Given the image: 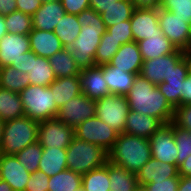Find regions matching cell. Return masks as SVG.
I'll return each instance as SVG.
<instances>
[{"instance_id":"6da1fadb","label":"cell","mask_w":191,"mask_h":191,"mask_svg":"<svg viewBox=\"0 0 191 191\" xmlns=\"http://www.w3.org/2000/svg\"><path fill=\"white\" fill-rule=\"evenodd\" d=\"M81 30L68 47L78 67L83 70L95 66V53L106 27L101 15L94 9H87L77 15Z\"/></svg>"},{"instance_id":"7a4b0ae2","label":"cell","mask_w":191,"mask_h":191,"mask_svg":"<svg viewBox=\"0 0 191 191\" xmlns=\"http://www.w3.org/2000/svg\"><path fill=\"white\" fill-rule=\"evenodd\" d=\"M130 110L153 116L163 124L173 121L175 108L160 92L157 85L136 75L130 92L126 95Z\"/></svg>"},{"instance_id":"3957f363","label":"cell","mask_w":191,"mask_h":191,"mask_svg":"<svg viewBox=\"0 0 191 191\" xmlns=\"http://www.w3.org/2000/svg\"><path fill=\"white\" fill-rule=\"evenodd\" d=\"M152 157L149 139L121 133L108 152V161L136 174Z\"/></svg>"},{"instance_id":"277c9868","label":"cell","mask_w":191,"mask_h":191,"mask_svg":"<svg viewBox=\"0 0 191 191\" xmlns=\"http://www.w3.org/2000/svg\"><path fill=\"white\" fill-rule=\"evenodd\" d=\"M39 122L27 116L4 122L0 154L15 155L38 141Z\"/></svg>"},{"instance_id":"5b68a950","label":"cell","mask_w":191,"mask_h":191,"mask_svg":"<svg viewBox=\"0 0 191 191\" xmlns=\"http://www.w3.org/2000/svg\"><path fill=\"white\" fill-rule=\"evenodd\" d=\"M67 167L81 175L100 168L108 161V153L96 144L74 137L66 148Z\"/></svg>"},{"instance_id":"8992f818","label":"cell","mask_w":191,"mask_h":191,"mask_svg":"<svg viewBox=\"0 0 191 191\" xmlns=\"http://www.w3.org/2000/svg\"><path fill=\"white\" fill-rule=\"evenodd\" d=\"M19 94L28 118L42 122L56 117L58 108L49 86L29 85Z\"/></svg>"},{"instance_id":"52a82bcc","label":"cell","mask_w":191,"mask_h":191,"mask_svg":"<svg viewBox=\"0 0 191 191\" xmlns=\"http://www.w3.org/2000/svg\"><path fill=\"white\" fill-rule=\"evenodd\" d=\"M96 116L119 134L124 133L130 111L126 96L109 94L95 101Z\"/></svg>"},{"instance_id":"ba28073f","label":"cell","mask_w":191,"mask_h":191,"mask_svg":"<svg viewBox=\"0 0 191 191\" xmlns=\"http://www.w3.org/2000/svg\"><path fill=\"white\" fill-rule=\"evenodd\" d=\"M74 135L77 139L98 145L108 153L119 133L95 116L77 125Z\"/></svg>"},{"instance_id":"9c48e42d","label":"cell","mask_w":191,"mask_h":191,"mask_svg":"<svg viewBox=\"0 0 191 191\" xmlns=\"http://www.w3.org/2000/svg\"><path fill=\"white\" fill-rule=\"evenodd\" d=\"M159 26L170 42L180 50L191 48V25L174 13L158 8Z\"/></svg>"},{"instance_id":"30bf717a","label":"cell","mask_w":191,"mask_h":191,"mask_svg":"<svg viewBox=\"0 0 191 191\" xmlns=\"http://www.w3.org/2000/svg\"><path fill=\"white\" fill-rule=\"evenodd\" d=\"M74 137V128L56 117L39 122L38 142L43 148L66 149Z\"/></svg>"},{"instance_id":"8fae6325","label":"cell","mask_w":191,"mask_h":191,"mask_svg":"<svg viewBox=\"0 0 191 191\" xmlns=\"http://www.w3.org/2000/svg\"><path fill=\"white\" fill-rule=\"evenodd\" d=\"M95 116V101L81 93L58 108L56 118L64 122L66 125L75 128L86 119Z\"/></svg>"},{"instance_id":"7c38bea8","label":"cell","mask_w":191,"mask_h":191,"mask_svg":"<svg viewBox=\"0 0 191 191\" xmlns=\"http://www.w3.org/2000/svg\"><path fill=\"white\" fill-rule=\"evenodd\" d=\"M152 157L158 161L177 166V147L174 138L173 121L163 124L149 138Z\"/></svg>"},{"instance_id":"4fadbf2b","label":"cell","mask_w":191,"mask_h":191,"mask_svg":"<svg viewBox=\"0 0 191 191\" xmlns=\"http://www.w3.org/2000/svg\"><path fill=\"white\" fill-rule=\"evenodd\" d=\"M184 57V51L176 49L173 53L159 56L154 59L144 60L140 75L158 85L169 75L173 67Z\"/></svg>"},{"instance_id":"5bb4252c","label":"cell","mask_w":191,"mask_h":191,"mask_svg":"<svg viewBox=\"0 0 191 191\" xmlns=\"http://www.w3.org/2000/svg\"><path fill=\"white\" fill-rule=\"evenodd\" d=\"M130 23L135 42L149 39L152 35L163 34L159 26L158 9L135 8Z\"/></svg>"},{"instance_id":"9a60e30c","label":"cell","mask_w":191,"mask_h":191,"mask_svg":"<svg viewBox=\"0 0 191 191\" xmlns=\"http://www.w3.org/2000/svg\"><path fill=\"white\" fill-rule=\"evenodd\" d=\"M31 175L15 155L0 154V179L6 181L14 191H25Z\"/></svg>"},{"instance_id":"2e32d148","label":"cell","mask_w":191,"mask_h":191,"mask_svg":"<svg viewBox=\"0 0 191 191\" xmlns=\"http://www.w3.org/2000/svg\"><path fill=\"white\" fill-rule=\"evenodd\" d=\"M29 35L7 33L0 39V68L16 62L21 54L30 51Z\"/></svg>"},{"instance_id":"e0dca14e","label":"cell","mask_w":191,"mask_h":191,"mask_svg":"<svg viewBox=\"0 0 191 191\" xmlns=\"http://www.w3.org/2000/svg\"><path fill=\"white\" fill-rule=\"evenodd\" d=\"M79 79L82 93L94 101L110 94L103 69L99 65L81 70Z\"/></svg>"},{"instance_id":"ac0fdd59","label":"cell","mask_w":191,"mask_h":191,"mask_svg":"<svg viewBox=\"0 0 191 191\" xmlns=\"http://www.w3.org/2000/svg\"><path fill=\"white\" fill-rule=\"evenodd\" d=\"M108 64L127 73L139 75L143 59L138 43L133 41L122 44Z\"/></svg>"},{"instance_id":"d6986e66","label":"cell","mask_w":191,"mask_h":191,"mask_svg":"<svg viewBox=\"0 0 191 191\" xmlns=\"http://www.w3.org/2000/svg\"><path fill=\"white\" fill-rule=\"evenodd\" d=\"M136 176L139 187L147 185L152 181H161L171 177H180L178 174V167L176 165L158 161L153 157L144 164Z\"/></svg>"},{"instance_id":"ffe728a7","label":"cell","mask_w":191,"mask_h":191,"mask_svg":"<svg viewBox=\"0 0 191 191\" xmlns=\"http://www.w3.org/2000/svg\"><path fill=\"white\" fill-rule=\"evenodd\" d=\"M65 14L61 1L42 3L32 15L33 29L54 32L57 23Z\"/></svg>"},{"instance_id":"44dd1931","label":"cell","mask_w":191,"mask_h":191,"mask_svg":"<svg viewBox=\"0 0 191 191\" xmlns=\"http://www.w3.org/2000/svg\"><path fill=\"white\" fill-rule=\"evenodd\" d=\"M162 125L163 123L153 116L130 110L127 115L124 133L149 139Z\"/></svg>"},{"instance_id":"7402d4cb","label":"cell","mask_w":191,"mask_h":191,"mask_svg":"<svg viewBox=\"0 0 191 191\" xmlns=\"http://www.w3.org/2000/svg\"><path fill=\"white\" fill-rule=\"evenodd\" d=\"M31 51L38 56L49 58L65 47L54 32L33 29L29 33Z\"/></svg>"},{"instance_id":"603a6c76","label":"cell","mask_w":191,"mask_h":191,"mask_svg":"<svg viewBox=\"0 0 191 191\" xmlns=\"http://www.w3.org/2000/svg\"><path fill=\"white\" fill-rule=\"evenodd\" d=\"M100 66L103 69V77L107 82L110 94L126 96L130 92L137 74L127 73L109 64Z\"/></svg>"},{"instance_id":"cb8c5ba5","label":"cell","mask_w":191,"mask_h":191,"mask_svg":"<svg viewBox=\"0 0 191 191\" xmlns=\"http://www.w3.org/2000/svg\"><path fill=\"white\" fill-rule=\"evenodd\" d=\"M49 88L57 108L82 93L79 75L57 78L49 85Z\"/></svg>"},{"instance_id":"d4e9b609","label":"cell","mask_w":191,"mask_h":191,"mask_svg":"<svg viewBox=\"0 0 191 191\" xmlns=\"http://www.w3.org/2000/svg\"><path fill=\"white\" fill-rule=\"evenodd\" d=\"M137 43L143 61L171 54L177 49L164 34L152 35Z\"/></svg>"},{"instance_id":"484cf974","label":"cell","mask_w":191,"mask_h":191,"mask_svg":"<svg viewBox=\"0 0 191 191\" xmlns=\"http://www.w3.org/2000/svg\"><path fill=\"white\" fill-rule=\"evenodd\" d=\"M66 169H68L66 149L43 148L38 170L50 177Z\"/></svg>"},{"instance_id":"4316f807","label":"cell","mask_w":191,"mask_h":191,"mask_svg":"<svg viewBox=\"0 0 191 191\" xmlns=\"http://www.w3.org/2000/svg\"><path fill=\"white\" fill-rule=\"evenodd\" d=\"M29 76L30 85L49 86L54 80V74L48 58H44L31 52L30 71Z\"/></svg>"},{"instance_id":"83f0119b","label":"cell","mask_w":191,"mask_h":191,"mask_svg":"<svg viewBox=\"0 0 191 191\" xmlns=\"http://www.w3.org/2000/svg\"><path fill=\"white\" fill-rule=\"evenodd\" d=\"M110 191H140L136 174L109 161Z\"/></svg>"},{"instance_id":"f1b7e54d","label":"cell","mask_w":191,"mask_h":191,"mask_svg":"<svg viewBox=\"0 0 191 191\" xmlns=\"http://www.w3.org/2000/svg\"><path fill=\"white\" fill-rule=\"evenodd\" d=\"M25 116L19 93L0 88V119L4 122Z\"/></svg>"},{"instance_id":"f546056e","label":"cell","mask_w":191,"mask_h":191,"mask_svg":"<svg viewBox=\"0 0 191 191\" xmlns=\"http://www.w3.org/2000/svg\"><path fill=\"white\" fill-rule=\"evenodd\" d=\"M48 60L56 78L75 76L81 73V69L78 67L75 59L71 56L68 48H64L62 51L54 53Z\"/></svg>"},{"instance_id":"4dcf8cb0","label":"cell","mask_w":191,"mask_h":191,"mask_svg":"<svg viewBox=\"0 0 191 191\" xmlns=\"http://www.w3.org/2000/svg\"><path fill=\"white\" fill-rule=\"evenodd\" d=\"M134 10L131 0H118L100 15L107 29L121 21L130 20Z\"/></svg>"},{"instance_id":"1f68e13d","label":"cell","mask_w":191,"mask_h":191,"mask_svg":"<svg viewBox=\"0 0 191 191\" xmlns=\"http://www.w3.org/2000/svg\"><path fill=\"white\" fill-rule=\"evenodd\" d=\"M81 24L78 22L77 15L66 13L60 22L57 23L54 33L57 35L65 48L70 47L80 33Z\"/></svg>"},{"instance_id":"d6a6232c","label":"cell","mask_w":191,"mask_h":191,"mask_svg":"<svg viewBox=\"0 0 191 191\" xmlns=\"http://www.w3.org/2000/svg\"><path fill=\"white\" fill-rule=\"evenodd\" d=\"M29 85L30 81L27 73L18 71L11 66L0 68V88L20 93Z\"/></svg>"},{"instance_id":"836d02e7","label":"cell","mask_w":191,"mask_h":191,"mask_svg":"<svg viewBox=\"0 0 191 191\" xmlns=\"http://www.w3.org/2000/svg\"><path fill=\"white\" fill-rule=\"evenodd\" d=\"M109 161L100 168L82 175L84 191H110Z\"/></svg>"},{"instance_id":"e575fe53","label":"cell","mask_w":191,"mask_h":191,"mask_svg":"<svg viewBox=\"0 0 191 191\" xmlns=\"http://www.w3.org/2000/svg\"><path fill=\"white\" fill-rule=\"evenodd\" d=\"M82 187V175L66 169L49 177L48 191H76Z\"/></svg>"},{"instance_id":"d590c367","label":"cell","mask_w":191,"mask_h":191,"mask_svg":"<svg viewBox=\"0 0 191 191\" xmlns=\"http://www.w3.org/2000/svg\"><path fill=\"white\" fill-rule=\"evenodd\" d=\"M5 25L8 33L29 35L33 30L32 16L16 10L5 15Z\"/></svg>"},{"instance_id":"8d00e7d4","label":"cell","mask_w":191,"mask_h":191,"mask_svg":"<svg viewBox=\"0 0 191 191\" xmlns=\"http://www.w3.org/2000/svg\"><path fill=\"white\" fill-rule=\"evenodd\" d=\"M121 46L120 41L115 40L108 31H105L95 53V65L108 64Z\"/></svg>"},{"instance_id":"74e56055","label":"cell","mask_w":191,"mask_h":191,"mask_svg":"<svg viewBox=\"0 0 191 191\" xmlns=\"http://www.w3.org/2000/svg\"><path fill=\"white\" fill-rule=\"evenodd\" d=\"M43 147L38 141L26 146L23 150L15 154L17 160L24 165L25 169L33 174L39 168V162L42 157Z\"/></svg>"},{"instance_id":"f35d334b","label":"cell","mask_w":191,"mask_h":191,"mask_svg":"<svg viewBox=\"0 0 191 191\" xmlns=\"http://www.w3.org/2000/svg\"><path fill=\"white\" fill-rule=\"evenodd\" d=\"M174 138L176 141L177 167L191 155V131L177 126L173 122Z\"/></svg>"},{"instance_id":"ab89813d","label":"cell","mask_w":191,"mask_h":191,"mask_svg":"<svg viewBox=\"0 0 191 191\" xmlns=\"http://www.w3.org/2000/svg\"><path fill=\"white\" fill-rule=\"evenodd\" d=\"M160 8L174 13L191 25V0H162Z\"/></svg>"},{"instance_id":"60d3db41","label":"cell","mask_w":191,"mask_h":191,"mask_svg":"<svg viewBox=\"0 0 191 191\" xmlns=\"http://www.w3.org/2000/svg\"><path fill=\"white\" fill-rule=\"evenodd\" d=\"M157 87L174 108L181 106V91L183 82L163 81L158 84Z\"/></svg>"},{"instance_id":"b9f144b4","label":"cell","mask_w":191,"mask_h":191,"mask_svg":"<svg viewBox=\"0 0 191 191\" xmlns=\"http://www.w3.org/2000/svg\"><path fill=\"white\" fill-rule=\"evenodd\" d=\"M115 40L120 41L121 44L133 42V34L130 20L121 21L106 29Z\"/></svg>"},{"instance_id":"7bdbcfd3","label":"cell","mask_w":191,"mask_h":191,"mask_svg":"<svg viewBox=\"0 0 191 191\" xmlns=\"http://www.w3.org/2000/svg\"><path fill=\"white\" fill-rule=\"evenodd\" d=\"M180 177H171L161 181H152L140 187V191H177Z\"/></svg>"},{"instance_id":"ee69618b","label":"cell","mask_w":191,"mask_h":191,"mask_svg":"<svg viewBox=\"0 0 191 191\" xmlns=\"http://www.w3.org/2000/svg\"><path fill=\"white\" fill-rule=\"evenodd\" d=\"M173 122L177 126L191 131V104L177 106L174 111Z\"/></svg>"},{"instance_id":"f6af8a7d","label":"cell","mask_w":191,"mask_h":191,"mask_svg":"<svg viewBox=\"0 0 191 191\" xmlns=\"http://www.w3.org/2000/svg\"><path fill=\"white\" fill-rule=\"evenodd\" d=\"M49 177L43 171L34 172L27 182L25 191H48Z\"/></svg>"},{"instance_id":"bcb514c9","label":"cell","mask_w":191,"mask_h":191,"mask_svg":"<svg viewBox=\"0 0 191 191\" xmlns=\"http://www.w3.org/2000/svg\"><path fill=\"white\" fill-rule=\"evenodd\" d=\"M189 73L188 63L185 57H183L175 67L171 70L169 75L165 77L164 81H185Z\"/></svg>"},{"instance_id":"7dc6e473","label":"cell","mask_w":191,"mask_h":191,"mask_svg":"<svg viewBox=\"0 0 191 191\" xmlns=\"http://www.w3.org/2000/svg\"><path fill=\"white\" fill-rule=\"evenodd\" d=\"M68 14L78 15L90 8L89 0H60Z\"/></svg>"},{"instance_id":"c3c4849f","label":"cell","mask_w":191,"mask_h":191,"mask_svg":"<svg viewBox=\"0 0 191 191\" xmlns=\"http://www.w3.org/2000/svg\"><path fill=\"white\" fill-rule=\"evenodd\" d=\"M42 5L41 0H16L17 10L33 15Z\"/></svg>"},{"instance_id":"681fc988","label":"cell","mask_w":191,"mask_h":191,"mask_svg":"<svg viewBox=\"0 0 191 191\" xmlns=\"http://www.w3.org/2000/svg\"><path fill=\"white\" fill-rule=\"evenodd\" d=\"M31 50L21 54V57L16 61L10 64L11 67L16 70H20L23 73H29L31 65Z\"/></svg>"},{"instance_id":"f907efd6","label":"cell","mask_w":191,"mask_h":191,"mask_svg":"<svg viewBox=\"0 0 191 191\" xmlns=\"http://www.w3.org/2000/svg\"><path fill=\"white\" fill-rule=\"evenodd\" d=\"M191 104V74L188 73L181 91V106Z\"/></svg>"},{"instance_id":"816d5d0a","label":"cell","mask_w":191,"mask_h":191,"mask_svg":"<svg viewBox=\"0 0 191 191\" xmlns=\"http://www.w3.org/2000/svg\"><path fill=\"white\" fill-rule=\"evenodd\" d=\"M134 7L138 9H158L162 0H131Z\"/></svg>"},{"instance_id":"f5cc1de1","label":"cell","mask_w":191,"mask_h":191,"mask_svg":"<svg viewBox=\"0 0 191 191\" xmlns=\"http://www.w3.org/2000/svg\"><path fill=\"white\" fill-rule=\"evenodd\" d=\"M118 0H89L90 8L99 14L103 13L106 8L115 4Z\"/></svg>"},{"instance_id":"db71d44e","label":"cell","mask_w":191,"mask_h":191,"mask_svg":"<svg viewBox=\"0 0 191 191\" xmlns=\"http://www.w3.org/2000/svg\"><path fill=\"white\" fill-rule=\"evenodd\" d=\"M17 10L16 0H0V14L8 15Z\"/></svg>"},{"instance_id":"11a10c76","label":"cell","mask_w":191,"mask_h":191,"mask_svg":"<svg viewBox=\"0 0 191 191\" xmlns=\"http://www.w3.org/2000/svg\"><path fill=\"white\" fill-rule=\"evenodd\" d=\"M178 174L182 177H191V155L178 166Z\"/></svg>"},{"instance_id":"9f6ffc18","label":"cell","mask_w":191,"mask_h":191,"mask_svg":"<svg viewBox=\"0 0 191 191\" xmlns=\"http://www.w3.org/2000/svg\"><path fill=\"white\" fill-rule=\"evenodd\" d=\"M177 191H191V177L180 176Z\"/></svg>"},{"instance_id":"6f0895ef","label":"cell","mask_w":191,"mask_h":191,"mask_svg":"<svg viewBox=\"0 0 191 191\" xmlns=\"http://www.w3.org/2000/svg\"><path fill=\"white\" fill-rule=\"evenodd\" d=\"M6 25H5V16L0 14V39L7 34Z\"/></svg>"},{"instance_id":"680465c9","label":"cell","mask_w":191,"mask_h":191,"mask_svg":"<svg viewBox=\"0 0 191 191\" xmlns=\"http://www.w3.org/2000/svg\"><path fill=\"white\" fill-rule=\"evenodd\" d=\"M0 191H14V190L6 181L0 179Z\"/></svg>"},{"instance_id":"91938a15","label":"cell","mask_w":191,"mask_h":191,"mask_svg":"<svg viewBox=\"0 0 191 191\" xmlns=\"http://www.w3.org/2000/svg\"><path fill=\"white\" fill-rule=\"evenodd\" d=\"M184 57L187 60L188 67H189V73L191 74V48L184 51Z\"/></svg>"},{"instance_id":"94428289","label":"cell","mask_w":191,"mask_h":191,"mask_svg":"<svg viewBox=\"0 0 191 191\" xmlns=\"http://www.w3.org/2000/svg\"><path fill=\"white\" fill-rule=\"evenodd\" d=\"M4 121L0 119V145L2 141V131H3Z\"/></svg>"},{"instance_id":"6125c7cd","label":"cell","mask_w":191,"mask_h":191,"mask_svg":"<svg viewBox=\"0 0 191 191\" xmlns=\"http://www.w3.org/2000/svg\"><path fill=\"white\" fill-rule=\"evenodd\" d=\"M42 1V3H45V2H56V1H60V0H41Z\"/></svg>"},{"instance_id":"be15d7a7","label":"cell","mask_w":191,"mask_h":191,"mask_svg":"<svg viewBox=\"0 0 191 191\" xmlns=\"http://www.w3.org/2000/svg\"><path fill=\"white\" fill-rule=\"evenodd\" d=\"M76 191H84V189L81 187V188L77 189Z\"/></svg>"}]
</instances>
